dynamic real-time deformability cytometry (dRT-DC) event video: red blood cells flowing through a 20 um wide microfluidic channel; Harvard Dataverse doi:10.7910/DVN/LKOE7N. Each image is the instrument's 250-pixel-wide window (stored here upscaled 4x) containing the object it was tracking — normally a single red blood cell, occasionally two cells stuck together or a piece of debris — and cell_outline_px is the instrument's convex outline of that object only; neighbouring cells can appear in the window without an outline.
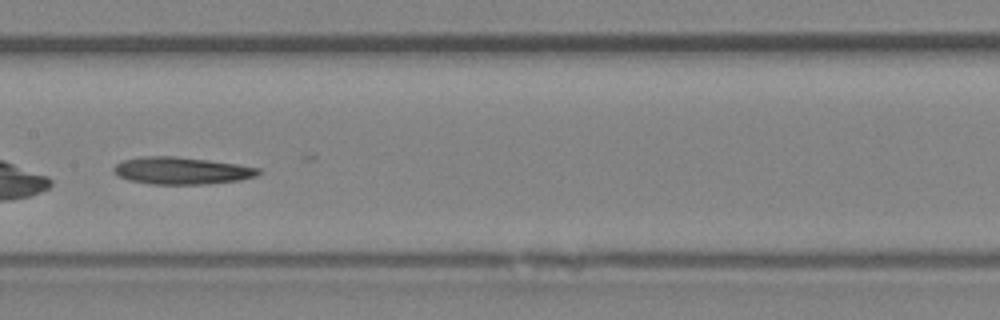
{"species": "Egyptian fruit bat (a non-hibernating species)", "species_latin": "Rousettus aegyptiacus", "temperature_condition": "room temperature", "stored_images_in_passage": 27, "camera_frame_rate_fps": 3000, "um_per_image_px": 0.085, "animal": {"sex": "female"}, "frame": {"image": 1, "passage_image": 9, "time_ms": 2.667, "image_size_px": [1000, 320], "cell_outline_px": [[260, 172], [256, 176], [240, 180], [204, 184], [152, 184], [128, 180], [112, 172], [112, 168], [116, 164], [124, 160], [140, 156], [176, 156], [208, 160], [236, 164], [260, 168]], "centroid_in_image_um": [15.4, 14.5], "position_along_channel_um": 192.0, "area_um2": 22.89}, "authors_computed_cell_mechanics": {"area_um2": 22.542, "velocity_mm_per_s": 4.2701, "shape_relaxation_time_tau1_ms": 7.3198, "shape_relaxation_time_tau2_ms": 6.2781, "deformation_change_tau1": 0.1679, "deformation_change_tau2": 0.155}}